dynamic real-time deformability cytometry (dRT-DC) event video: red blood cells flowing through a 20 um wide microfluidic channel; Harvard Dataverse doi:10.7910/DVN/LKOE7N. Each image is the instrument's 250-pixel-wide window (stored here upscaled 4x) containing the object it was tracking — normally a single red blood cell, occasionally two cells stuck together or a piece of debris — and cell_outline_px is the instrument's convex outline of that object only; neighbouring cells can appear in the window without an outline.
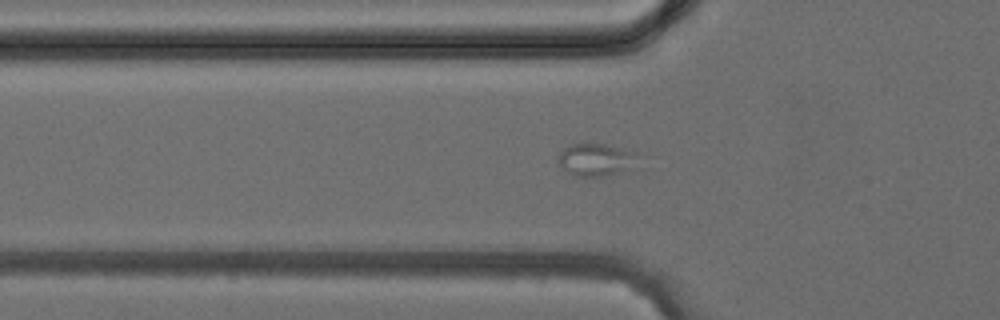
{"species": "common noctule bat (a hibernating species)", "species_latin": "Nyctalus noctula", "temperature_condition": "cold", "stored_images_in_passage": 43, "camera_frame_rate_fps": 3000, "um_per_image_px": 0.085, "animal": {"sex": "female", "body_mass_g": 24.6, "forearm_length_mm": 56.2}, "frame": {"image": 1, "passage_image": 14, "time_ms": 4.333, "image_size_px": [1000, 320], "cell_outline_px": [[636, 152], [624, 168], [604, 176], [572, 176], [556, 160], [560, 152], [564, 148], [572, 144], [604, 144]], "centroid_in_image_um": [50.46, 13.55], "position_along_channel_um": 75.3, "area_um2": 14.05}}
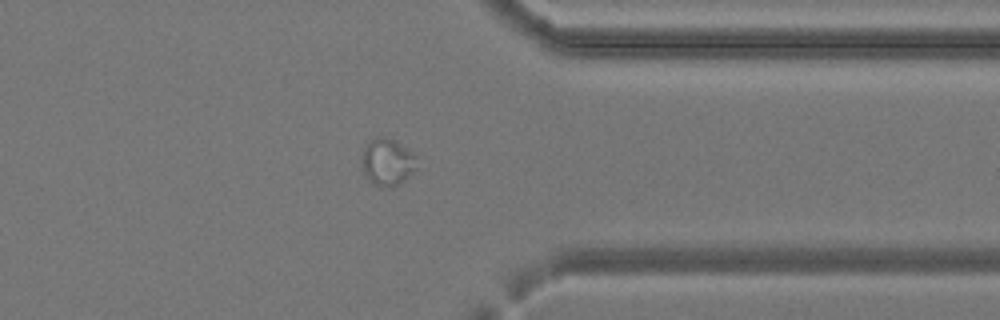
{"frame": {"image": 2, "passage_image": 33, "time_ms": 10.667, "image_size_px": [1000, 320], "cell_outline_px": [[416, 168], [412, 172], [392, 188], [372, 184], [368, 180], [360, 164], [364, 148], [376, 136], [384, 136], [392, 140], [404, 148], [412, 156]], "centroid_in_image_um": [32.83, 13.8], "position_along_channel_um": 378.6, "area_um2": 14.39}}
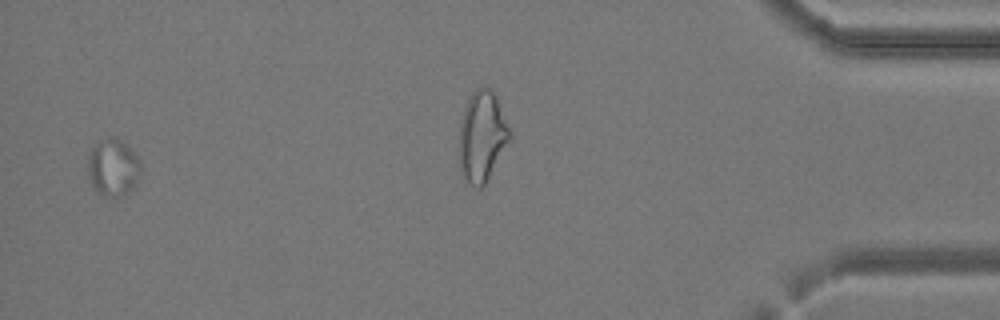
{"frame": {"image": 3, "passage_image": 41, "time_ms": 13.333, "image_size_px": [1000, 320], "cell_outline_px": [[140, 172], [136, 184], [132, 188], [120, 196], [104, 196], [96, 192], [88, 176], [88, 152], [100, 140], [108, 136], [116, 136], [140, 160]], "centroid_in_image_um": [9.58, 14.22], "position_along_channel_um": 425.6, "area_um2": 17.51}}